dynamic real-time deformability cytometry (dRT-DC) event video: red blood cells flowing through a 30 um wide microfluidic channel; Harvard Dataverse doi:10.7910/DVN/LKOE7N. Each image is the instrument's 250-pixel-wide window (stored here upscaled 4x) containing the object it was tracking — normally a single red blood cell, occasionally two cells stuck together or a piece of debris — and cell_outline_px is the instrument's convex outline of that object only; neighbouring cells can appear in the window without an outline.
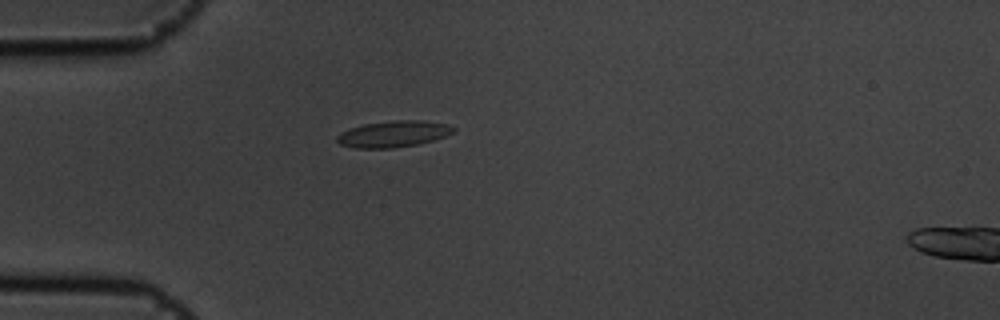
{"species": "common noctule bat (a hibernating species)", "species_latin": "Nyctalus noctula", "temperature_condition": "cold", "stored_images_in_passage": 2, "camera_frame_rate_fps": 3000, "um_per_image_px": 0.085, "animal": {"sex": "male", "body_mass_g": 19.5, "forearm_length_mm": 54.6}, "frame": {"image": 1, "passage_image": 1, "time_ms": 0.0, "image_size_px": [1000, 320], "cell_outline_px": [[456, 132], [432, 140], [416, 144], [392, 148], [356, 148], [340, 144], [336, 140], [336, 136], [340, 132], [364, 124], [392, 120], [420, 120], [448, 124], [456, 128]], "centroid_in_image_um": [33.44, 11.38], "position_along_channel_um": 51.6, "area_um2": 17.8}}